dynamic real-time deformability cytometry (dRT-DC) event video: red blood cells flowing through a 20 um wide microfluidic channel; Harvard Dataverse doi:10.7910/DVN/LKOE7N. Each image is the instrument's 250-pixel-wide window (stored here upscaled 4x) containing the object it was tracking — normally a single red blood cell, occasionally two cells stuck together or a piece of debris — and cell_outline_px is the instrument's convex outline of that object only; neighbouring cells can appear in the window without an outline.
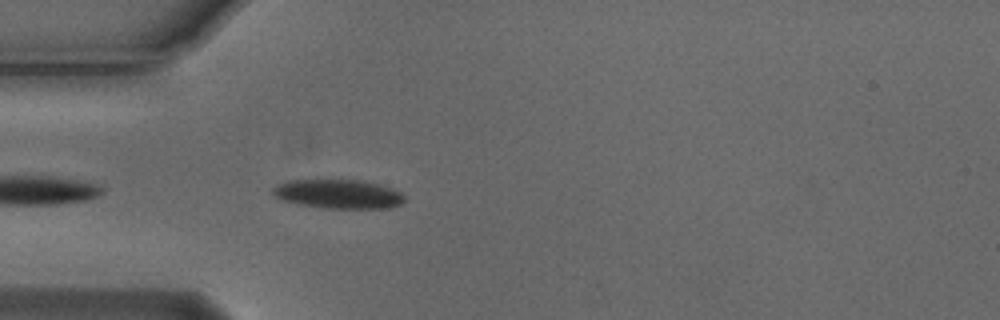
{"species": "Egyptian fruit bat (a non-hibernating species)", "species_latin": "Rousettus aegyptiacus", "temperature_condition": "cold", "stored_images_in_passage": 42, "camera_frame_rate_fps": 3000, "um_per_image_px": 0.085, "animal": {"sex": "male"}, "frame": {"image": 1, "passage_image": 3, "time_ms": 0.667, "image_size_px": [1000, 320], "cell_outline_px": [[404, 200], [400, 204], [388, 208], [324, 208], [296, 204], [280, 200], [272, 192], [272, 188], [276, 184], [288, 180], [360, 180], [392, 188], [400, 192], [404, 196]], "centroid_in_image_um": [28.7, 16.49], "position_along_channel_um": 56.3, "area_um2": 22.31}}
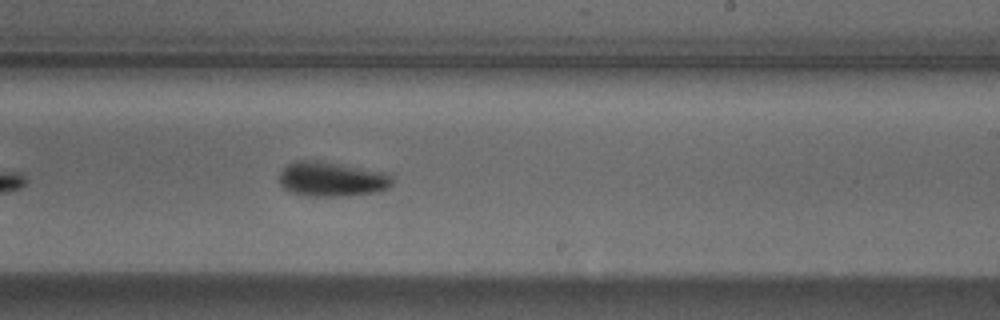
{"frame": {"image": 2, "passage_image": 20, "time_ms": 6.333, "image_size_px": [1000, 320], "cell_outline_px": [[392, 184], [388, 188], [376, 192], [344, 196], [304, 196], [292, 192], [284, 188], [280, 184], [280, 172], [288, 164], [296, 160], [320, 160], [392, 172]], "centroid_in_image_um": [28.25, 15.21], "position_along_channel_um": 260.7, "area_um2": 23.35}}
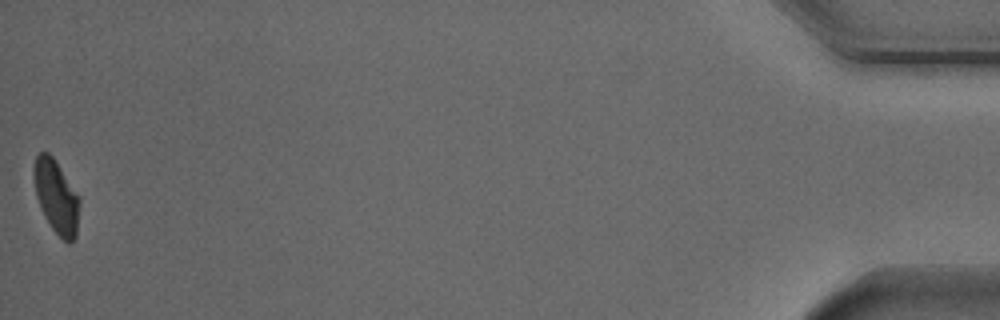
{"frame": {"image": 3, "passage_image": 42, "time_ms": 13.667, "image_size_px": [1000, 320], "cell_outline_px": [[80, 204], [76, 236], [68, 244], [52, 228], [44, 216], [40, 208], [36, 196], [32, 172], [32, 168], [36, 156], [40, 152], [48, 152], [52, 156], [80, 196]], "centroid_in_image_um": [4.78, 16.7], "position_along_channel_um": 430.4, "area_um2": 19.65}, "authors_computed_cell_mechanics": {"area_um2": 21.8773, "velocity_mm_per_s": 3.7045, "shape_relaxation_time_tau1_ms": 3.3167, "shape_relaxation_time_tau2_ms": null, "deformation_change_tau1": 0.1162, "deformation_change_tau2": null}}